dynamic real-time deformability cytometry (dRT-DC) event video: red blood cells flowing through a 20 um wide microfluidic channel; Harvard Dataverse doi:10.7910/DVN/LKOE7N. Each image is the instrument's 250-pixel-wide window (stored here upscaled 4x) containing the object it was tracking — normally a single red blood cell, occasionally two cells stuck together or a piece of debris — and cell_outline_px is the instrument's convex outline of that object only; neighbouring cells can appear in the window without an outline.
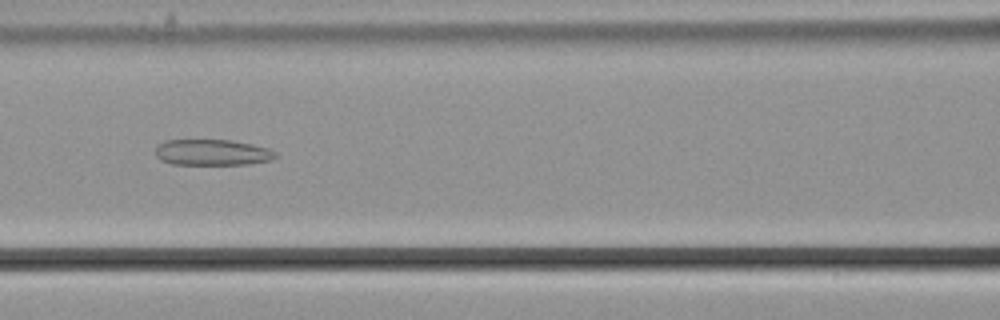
{"species": "common noctule bat (a hibernating species)", "species_latin": "Nyctalus noctula", "temperature_condition": "cold", "stored_images_in_passage": 49, "camera_frame_rate_fps": 3000, "um_per_image_px": 0.085, "animal": {"sex": "male", "body_mass_g": 21.5, "forearm_length_mm": 52.0}, "frame": {"image": 1, "passage_image": 18, "time_ms": 5.667, "image_size_px": [1000, 320], "cell_outline_px": [[280, 156], [272, 160], [248, 164], [172, 164], [160, 160], [156, 156], [156, 148], [164, 140], [232, 140], [252, 144], [268, 148], [276, 152]], "centroid_in_image_um": [18.08, 12.95], "position_along_channel_um": 148.5, "area_um2": 18.26}}
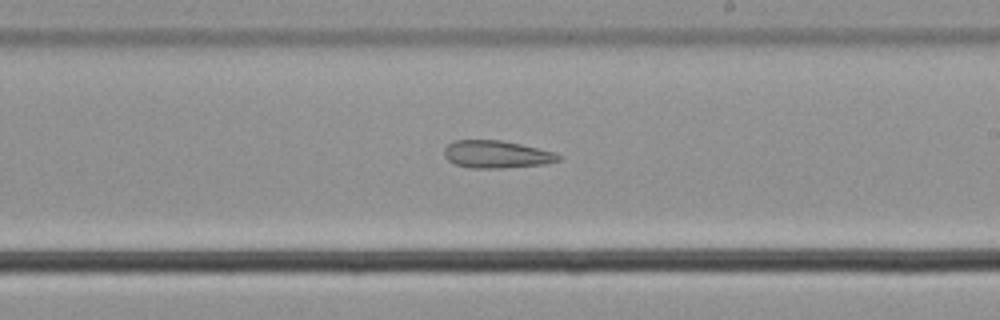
{"frame": {"image": 2, "passage_image": 26, "time_ms": 8.333, "image_size_px": [1000, 320], "cell_outline_px": [[560, 160], [548, 164], [504, 168], [468, 168], [456, 164], [448, 160], [444, 156], [444, 148], [452, 140], [500, 140], [520, 144], [552, 152], [560, 156]], "centroid_in_image_um": [42.17, 13.12], "position_along_channel_um": 246.8, "area_um2": 18.32}}
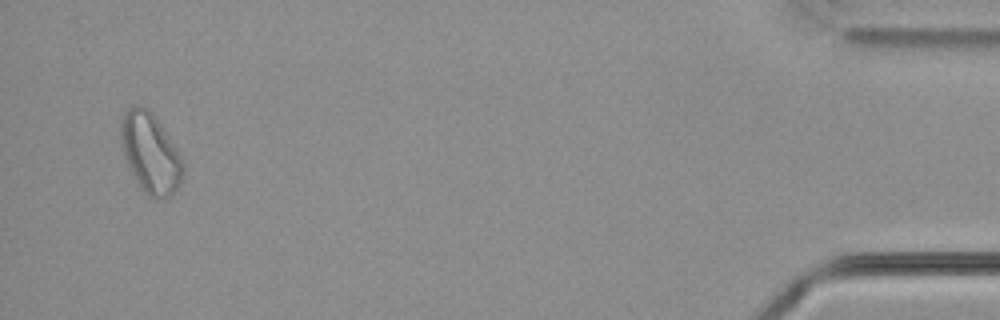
{"frame": {"image": 3, "passage_image": 47, "time_ms": 15.333, "image_size_px": [1000, 320], "cell_outline_px": [[184, 172], [180, 188], [168, 196], [156, 200], [152, 200], [140, 188], [124, 156], [120, 140], [120, 120], [124, 112], [128, 108], [136, 104], [140, 104], [148, 108], [156, 116], [180, 156], [184, 164]], "centroid_in_image_um": [12.78, 13.01], "position_along_channel_um": 422.4, "area_um2": 29.3}}